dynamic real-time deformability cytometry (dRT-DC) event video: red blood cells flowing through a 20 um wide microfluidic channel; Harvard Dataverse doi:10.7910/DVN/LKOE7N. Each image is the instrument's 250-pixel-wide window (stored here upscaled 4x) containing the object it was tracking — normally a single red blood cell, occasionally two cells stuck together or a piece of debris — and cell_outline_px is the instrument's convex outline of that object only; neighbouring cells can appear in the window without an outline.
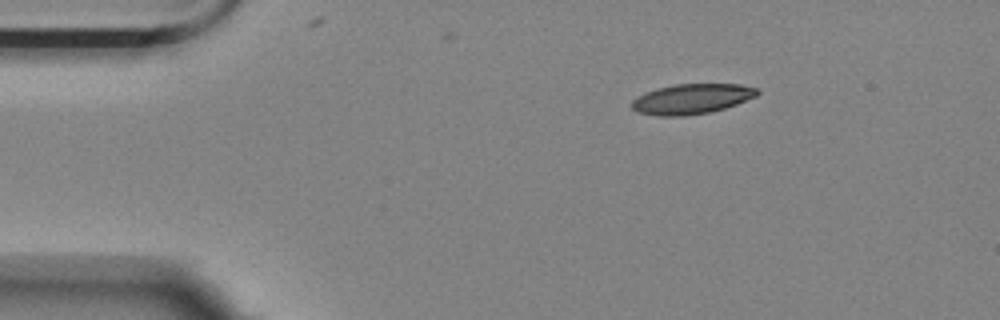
{"species": "Egyptian fruit bat (a non-hibernating species)", "species_latin": "Rousettus aegyptiacus", "temperature_condition": "room temperature", "stored_images_in_passage": 49, "camera_frame_rate_fps": 3000, "um_per_image_px": 0.085, "animal": {"sex": "female"}, "frame": {"image": 1, "passage_image": 1, "time_ms": 0.0, "image_size_px": [1000, 320], "cell_outline_px": [[760, 92], [756, 96], [736, 104], [724, 108], [708, 112], [684, 116], [660, 116], [636, 112], [632, 108], [632, 100], [636, 96], [644, 92], [656, 88], [676, 84], [740, 84], [756, 88]], "centroid_in_image_um": [58.75, 8.4], "position_along_channel_um": 26.2, "area_um2": 22.02}}
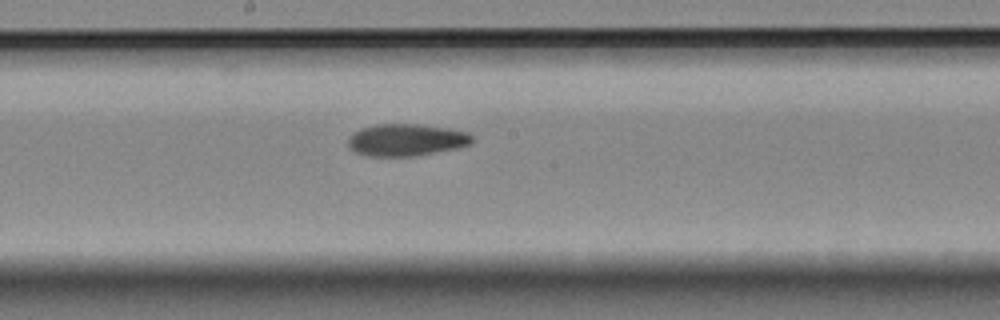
{"frame": {"image": 2, "passage_image": 22, "time_ms": 7.0, "image_size_px": [1000, 320], "cell_outline_px": [[472, 140], [468, 144], [456, 148], [412, 156], [368, 156], [356, 152], [348, 148], [348, 136], [352, 132], [360, 128], [376, 124], [420, 124], [448, 128], [468, 132], [472, 136]], "centroid_in_image_um": [34.46, 11.88], "position_along_channel_um": 213.7, "area_um2": 23.18}}
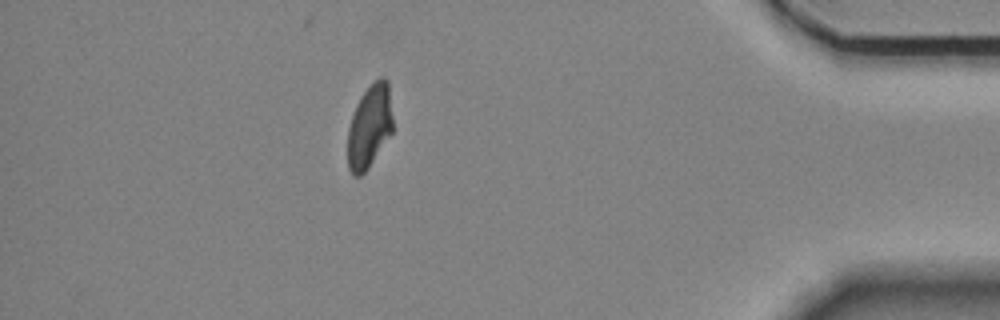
{"frame": {"image": 3, "passage_image": 42, "time_ms": 13.667, "image_size_px": [1000, 320], "cell_outline_px": [[392, 132], [368, 168], [360, 176], [352, 176], [348, 168], [348, 128], [356, 104], [360, 96], [380, 76], [384, 76], [388, 80], [392, 116]], "centroid_in_image_um": [31.4, 10.75], "position_along_channel_um": 403.8, "area_um2": 21.79}, "authors_computed_cell_mechanics": {"area_um2": 23.12, "velocity_mm_per_s": 3.523, "shape_relaxation_time_tau1_ms": 7.1889, "shape_relaxation_time_tau2_ms": 5.4882, "deformation_change_tau1": 0.1919, "deformation_change_tau2": 0.1164}}